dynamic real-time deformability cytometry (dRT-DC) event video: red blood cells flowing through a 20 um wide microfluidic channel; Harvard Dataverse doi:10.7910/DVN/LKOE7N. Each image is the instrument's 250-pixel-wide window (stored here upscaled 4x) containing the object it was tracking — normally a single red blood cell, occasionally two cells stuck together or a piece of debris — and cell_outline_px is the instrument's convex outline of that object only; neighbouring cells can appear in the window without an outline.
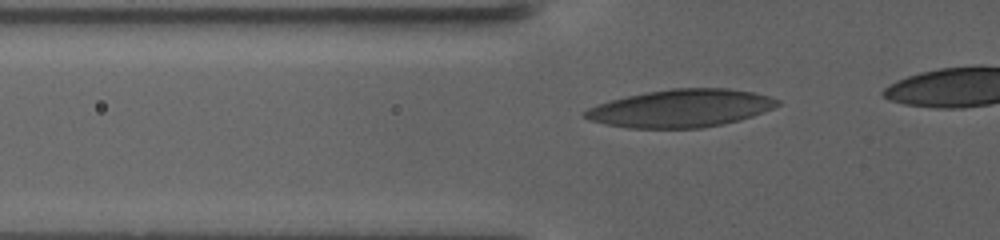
{"species": "human", "species_latin": "Homo sapiens", "temperature_condition": "warm", "stored_images_in_passage": 30, "camera_frame_rate_fps": 3000, "um_per_image_px": 0.085, "donor": {"sex": "female"}, "frame": {"image": 1, "passage_image": 6, "time_ms": 2.0, "image_size_px": [1000, 240], "cell_outline_px": [[780, 104], [772, 108], [752, 116], [720, 124], [700, 128], [628, 128], [604, 124], [588, 120], [580, 116], [580, 112], [588, 108], [612, 100], [628, 96], [648, 92], [672, 88], [728, 88], [752, 92], [772, 96], [780, 100]], "centroid_in_image_um": [57.84, 9.2], "position_along_channel_um": 68.0, "area_um2": 42.25}}
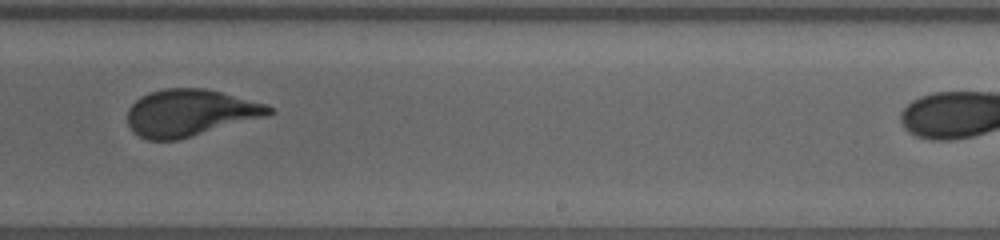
{"frame": {"image": 2, "passage_image": 20, "time_ms": 9.333, "image_size_px": [1000, 240], "cell_outline_px": [[276, 112], [268, 116], [180, 140], [148, 140], [132, 132], [128, 124], [128, 108], [140, 96], [148, 92], [164, 88], [204, 88], [268, 104]], "centroid_in_image_um": [16.16, 9.6], "position_along_channel_um": 272.8, "area_um2": 39.02}}
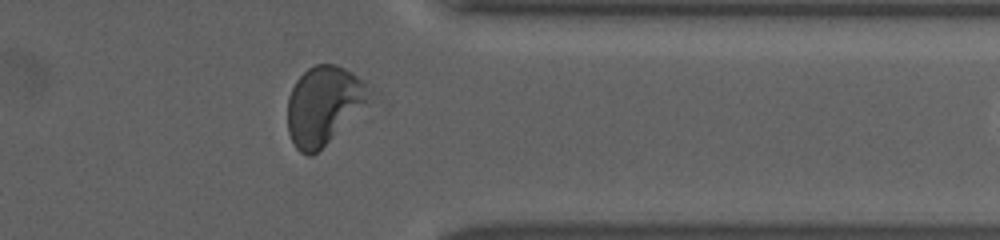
{"frame": {"image": 3, "passage_image": 29, "time_ms": 13.333, "image_size_px": [1000, 240], "cell_outline_px": [[372, 88], [368, 104], [312, 156], [308, 156], [300, 152], [296, 148], [288, 132], [288, 96], [296, 80], [308, 68], [316, 64], [336, 64], [352, 72], [364, 80]], "centroid_in_image_um": [27.53, 8.93], "position_along_channel_um": 383.9, "area_um2": 37.34}}